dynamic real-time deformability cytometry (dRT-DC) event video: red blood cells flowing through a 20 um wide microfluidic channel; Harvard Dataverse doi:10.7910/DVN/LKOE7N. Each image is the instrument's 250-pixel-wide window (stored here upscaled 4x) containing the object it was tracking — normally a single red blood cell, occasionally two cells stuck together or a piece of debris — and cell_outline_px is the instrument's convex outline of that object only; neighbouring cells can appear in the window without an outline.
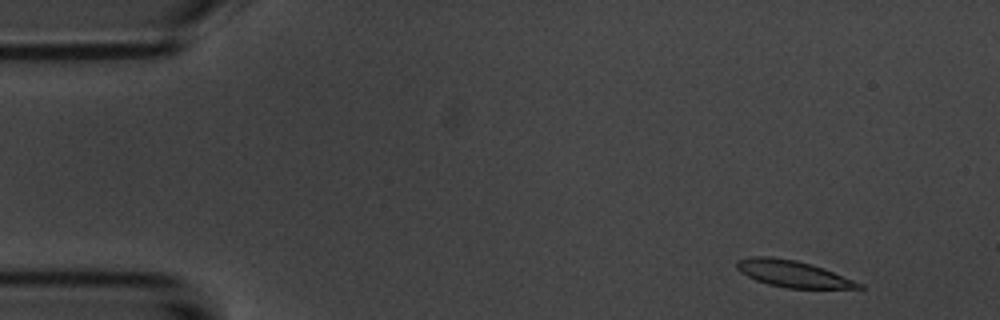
{"species": "common noctule bat (a hibernating species)", "species_latin": "Nyctalus noctula", "temperature_condition": "room temperature", "stored_images_in_passage": 5, "camera_frame_rate_fps": 3000, "um_per_image_px": 0.085, "animal": {"sex": "male", "body_mass_g": 20.1, "forearm_length_mm": 53.5}, "frame": {"image": 1, "passage_image": 1, "time_ms": 0.0, "image_size_px": [1000, 320], "cell_outline_px": [[864, 288], [788, 288], [768, 284], [756, 280], [740, 272], [736, 268], [736, 260], [752, 256], [772, 256], [796, 260], [812, 264], [824, 268], [864, 284]], "centroid_in_image_um": [67.38, 23.26], "position_along_channel_um": 17.6, "area_um2": 18.96}}
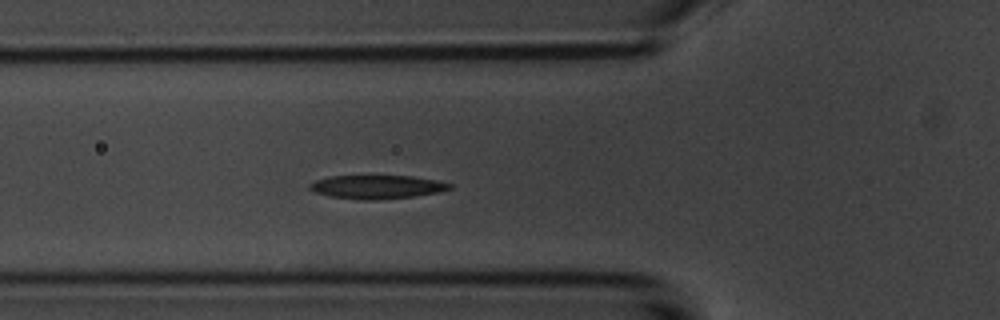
{"frame": {"image": 2, "passage_image": 5, "time_ms": 4.667, "image_size_px": [1000, 320], "cell_outline_px": [[452, 188], [440, 192], [412, 196], [376, 200], [360, 200], [328, 196], [316, 192], [308, 188], [308, 184], [316, 180], [332, 176], [412, 176], [436, 180], [452, 184]], "centroid_in_image_um": [32.03, 15.89], "position_along_channel_um": 93.8, "area_um2": 19.19}}